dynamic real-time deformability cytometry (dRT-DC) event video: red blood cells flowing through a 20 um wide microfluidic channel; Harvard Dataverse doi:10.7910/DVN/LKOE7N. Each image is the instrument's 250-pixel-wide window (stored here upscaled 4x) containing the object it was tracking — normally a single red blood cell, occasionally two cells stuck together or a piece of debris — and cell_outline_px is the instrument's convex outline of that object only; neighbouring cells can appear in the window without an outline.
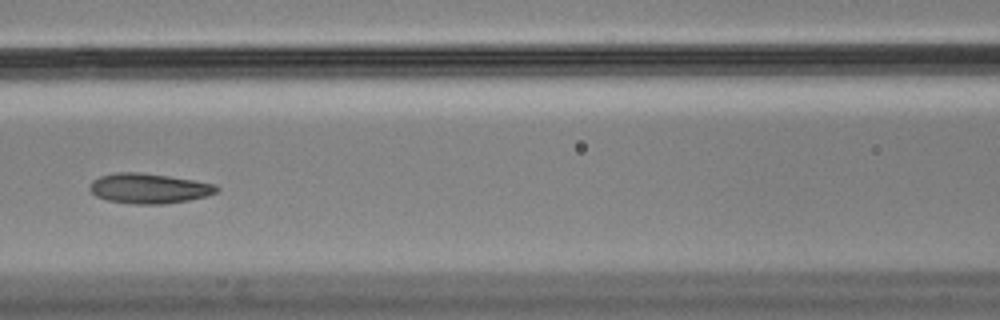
{"species": "Egyptian fruit bat (a non-hibernating species)", "species_latin": "Rousettus aegyptiacus", "temperature_condition": "cold", "stored_images_in_passage": 9, "camera_frame_rate_fps": 3000, "um_per_image_px": 0.085, "animal": {"sex": "male"}, "frame": {"image": 1, "passage_image": 7, "time_ms": 2.0, "image_size_px": [1000, 320], "cell_outline_px": [[220, 188], [216, 192], [208, 196], [188, 200], [164, 204], [136, 204], [108, 200], [96, 196], [88, 188], [92, 180], [100, 176], [116, 172], [140, 172], [168, 176], [216, 184]], "centroid_in_image_um": [12.66, 16.01], "position_along_channel_um": 153.9, "area_um2": 22.2}}
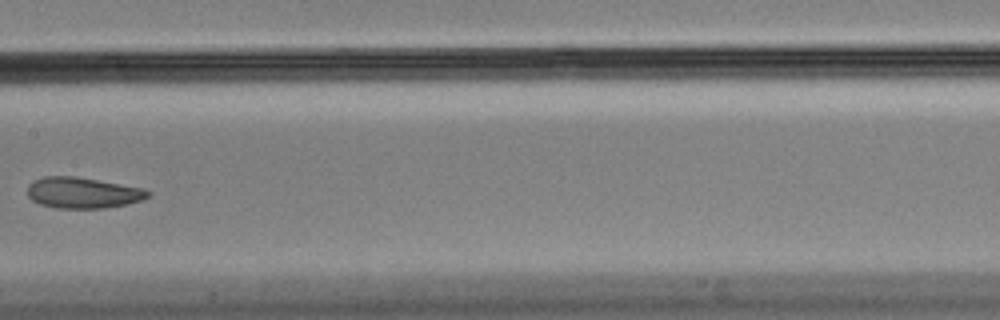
{"frame": {"image": 2, "passage_image": 8, "time_ms": 2.333, "image_size_px": [1000, 320], "cell_outline_px": [[152, 192], [144, 200], [128, 204], [104, 208], [56, 208], [40, 204], [32, 200], [28, 196], [28, 184], [44, 176], [76, 176], [144, 188]], "centroid_in_image_um": [7.07, 16.39], "position_along_channel_um": 200.3, "area_um2": 21.85}}
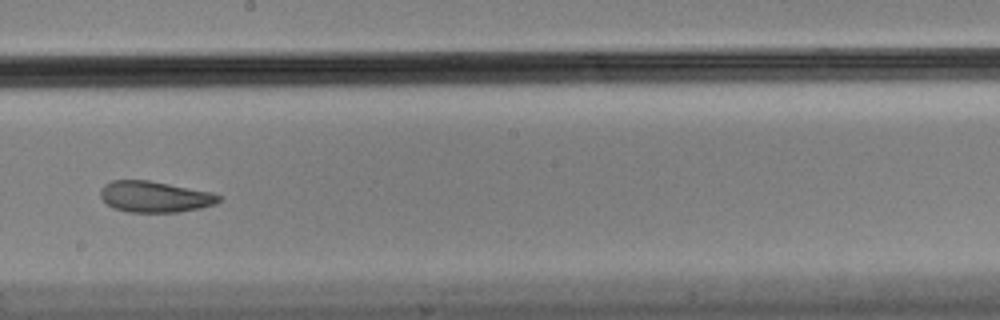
{"frame": {"image": 3, "passage_image": 9, "time_ms": 2.667, "image_size_px": [1000, 320], "cell_outline_px": [[220, 200], [216, 204], [200, 208], [176, 212], [128, 212], [116, 208], [108, 204], [100, 196], [100, 188], [104, 184], [112, 180], [148, 180], [212, 192], [220, 196]], "centroid_in_image_um": [13.15, 16.71], "position_along_channel_um": 235.1, "area_um2": 21.33}}